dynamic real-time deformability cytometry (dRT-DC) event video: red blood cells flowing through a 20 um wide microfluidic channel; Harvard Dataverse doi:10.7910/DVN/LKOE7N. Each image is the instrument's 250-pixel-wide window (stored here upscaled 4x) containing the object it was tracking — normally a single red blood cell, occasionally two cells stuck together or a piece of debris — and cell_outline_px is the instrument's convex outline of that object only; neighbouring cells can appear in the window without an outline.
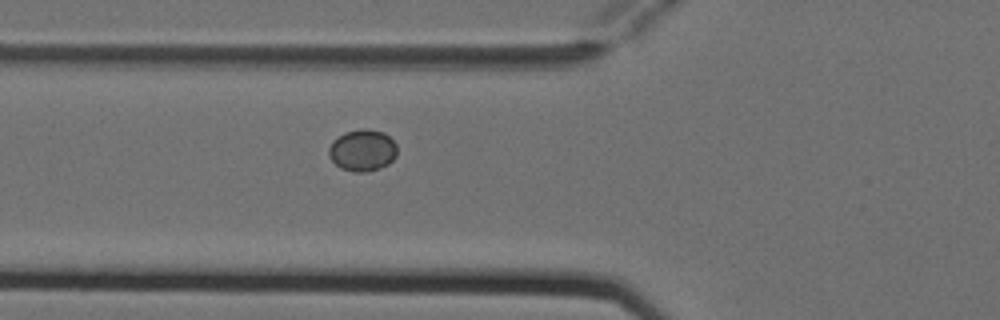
{"species": "Egyptian fruit bat (a non-hibernating species)", "species_latin": "Rousettus aegyptiacus", "temperature_condition": "cold", "stored_images_in_passage": 5, "camera_frame_rate_fps": 3000, "um_per_image_px": 0.085, "animal": {"sex": "female"}, "frame": {"image": 1, "passage_image": 5, "time_ms": 1.333, "image_size_px": [1000, 320], "cell_outline_px": [[396, 156], [388, 164], [380, 168], [364, 172], [352, 172], [340, 168], [328, 156], [328, 148], [332, 140], [344, 132], [360, 128], [368, 128], [384, 132], [396, 144]], "centroid_in_image_um": [30.78, 12.76], "position_along_channel_um": 95.0, "area_um2": 16.82}}